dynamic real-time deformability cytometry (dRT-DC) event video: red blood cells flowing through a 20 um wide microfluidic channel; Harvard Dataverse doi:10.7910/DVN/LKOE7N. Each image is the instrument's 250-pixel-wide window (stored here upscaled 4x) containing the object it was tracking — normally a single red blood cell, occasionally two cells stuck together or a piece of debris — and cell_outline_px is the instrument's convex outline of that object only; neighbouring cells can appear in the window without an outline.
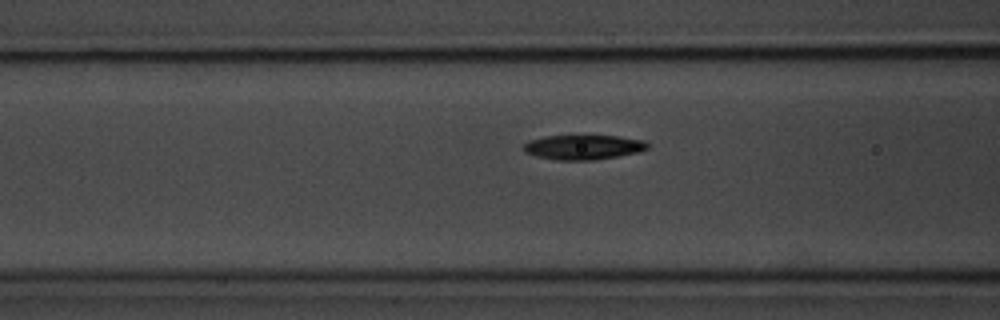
{"species": "common noctule bat (a hibernating species)", "species_latin": "Nyctalus noctula", "temperature_condition": "room temperature", "stored_images_in_passage": 20, "camera_frame_rate_fps": 3000, "um_per_image_px": 0.085, "animal": {"sex": "male", "body_mass_g": 20.1, "forearm_length_mm": 53.5}, "frame": {"image": 1, "passage_image": 17, "time_ms": 5.333, "image_size_px": [1000, 320], "cell_outline_px": [[648, 148], [636, 152], [620, 156], [596, 160], [556, 160], [536, 156], [524, 152], [520, 148], [528, 140], [544, 136], [616, 136], [644, 140], [648, 144]], "centroid_in_image_um": [49.52, 12.51], "position_along_channel_um": 117.1, "area_um2": 17.92}}